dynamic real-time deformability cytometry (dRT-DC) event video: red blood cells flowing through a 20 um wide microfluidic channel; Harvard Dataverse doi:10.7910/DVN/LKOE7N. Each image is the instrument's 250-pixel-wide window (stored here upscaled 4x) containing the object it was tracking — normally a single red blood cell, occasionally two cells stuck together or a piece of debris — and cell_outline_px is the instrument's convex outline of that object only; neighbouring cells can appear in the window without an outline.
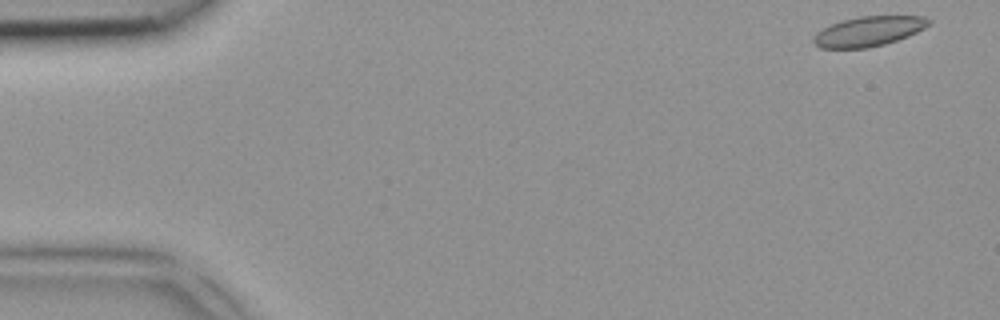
{"species": "common noctule bat (a hibernating species)", "species_latin": "Nyctalus noctula", "temperature_condition": "room temperature", "stored_images_in_passage": 4, "camera_frame_rate_fps": 3000, "um_per_image_px": 0.085, "animal": {"sex": "female", "body_mass_g": 18.4}, "frame": {"image": 1, "passage_image": 1, "time_ms": 0.0, "image_size_px": [1000, 320], "cell_outline_px": [[932, 24], [908, 36], [884, 44], [868, 48], [820, 48], [812, 40], [816, 32], [832, 24], [844, 20], [860, 16], [924, 16], [932, 20]], "centroid_in_image_um": [73.86, 2.66], "position_along_channel_um": 11.1, "area_um2": 19.94}}